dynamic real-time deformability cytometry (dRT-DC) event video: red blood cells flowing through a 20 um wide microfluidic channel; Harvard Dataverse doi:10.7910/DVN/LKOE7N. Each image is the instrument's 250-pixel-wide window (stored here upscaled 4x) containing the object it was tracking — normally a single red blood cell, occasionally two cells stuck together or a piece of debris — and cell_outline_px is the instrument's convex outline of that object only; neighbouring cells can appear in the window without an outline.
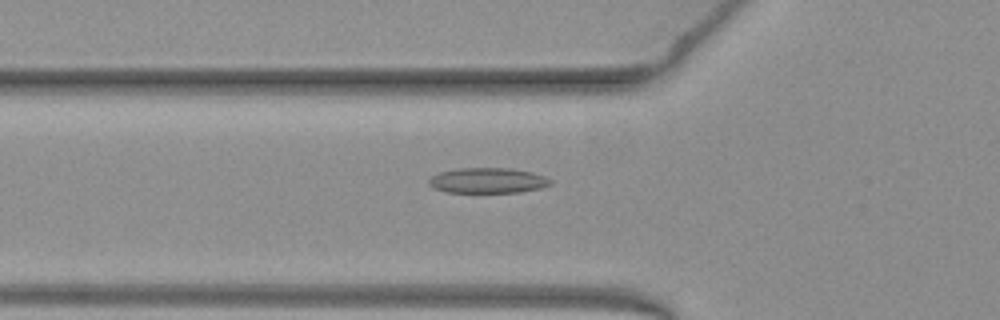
{"species": "common noctule bat (a hibernating species)", "species_latin": "Nyctalus noctula", "temperature_condition": "warm", "stored_images_in_passage": 52, "camera_frame_rate_fps": 3000, "um_per_image_px": 0.085, "animal": {"sex": "female", "body_mass_g": 19.3, "forearm_length_mm": 54.1}, "frame": {"image": 1, "passage_image": 18, "time_ms": 5.667, "image_size_px": [1000, 320], "cell_outline_px": [[552, 184], [540, 188], [520, 192], [444, 192], [432, 188], [428, 184], [428, 180], [432, 176], [440, 172], [460, 168], [512, 168], [532, 172], [544, 176], [552, 180]], "centroid_in_image_um": [41.45, 15.34], "position_along_channel_um": 84.4, "area_um2": 18.03}}
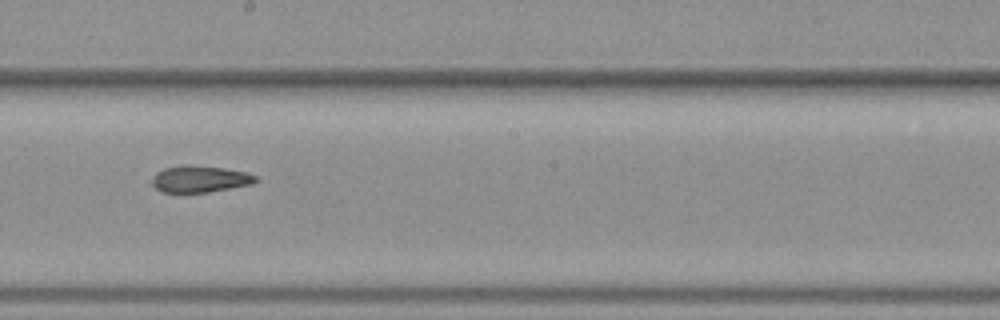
{"frame": {"image": 2, "passage_image": 29, "time_ms": 9.333, "image_size_px": [1000, 320], "cell_outline_px": [[260, 180], [252, 184], [208, 192], [160, 192], [152, 184], [152, 180], [156, 172], [164, 168], [180, 164], [192, 164], [224, 168], [248, 172], [256, 176]], "centroid_in_image_um": [17.0, 15.19], "position_along_channel_um": 231.2, "area_um2": 16.36}}
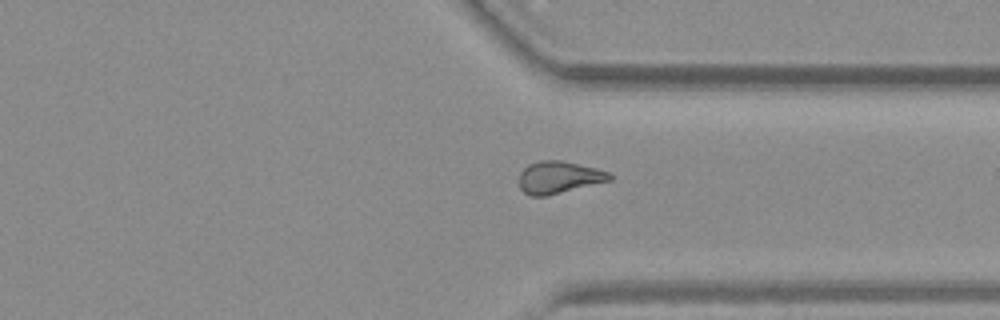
{"frame": {"image": 3, "passage_image": 39, "time_ms": 12.667, "image_size_px": [1000, 320], "cell_outline_px": [[612, 180], [544, 196], [528, 196], [520, 188], [520, 172], [528, 164], [540, 160], [564, 160], [596, 168], [608, 172], [612, 176]], "centroid_in_image_um": [47.49, 15.06], "position_along_channel_um": 363.9, "area_um2": 16.94}, "authors_computed_cell_mechanics": {"area_um2": 17.1955, "velocity_mm_per_s": 3.9807, "shape_relaxation_time_tau1_ms": null, "shape_relaxation_time_tau2_ms": 5.2234, "deformation_change_tau1": null, "deformation_change_tau2": 0.131}}